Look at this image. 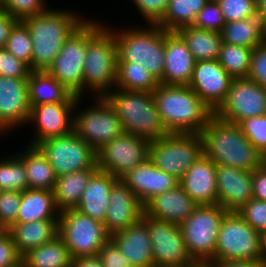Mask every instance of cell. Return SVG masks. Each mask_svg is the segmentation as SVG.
Returning <instances> with one entry per match:
<instances>
[{
  "label": "cell",
  "mask_w": 266,
  "mask_h": 267,
  "mask_svg": "<svg viewBox=\"0 0 266 267\" xmlns=\"http://www.w3.org/2000/svg\"><path fill=\"white\" fill-rule=\"evenodd\" d=\"M72 267H104L100 258L96 256L78 257L73 259Z\"/></svg>",
  "instance_id": "9f6ffc18"
},
{
  "label": "cell",
  "mask_w": 266,
  "mask_h": 267,
  "mask_svg": "<svg viewBox=\"0 0 266 267\" xmlns=\"http://www.w3.org/2000/svg\"><path fill=\"white\" fill-rule=\"evenodd\" d=\"M28 78L0 77V135L28 123Z\"/></svg>",
  "instance_id": "ac0fdd59"
},
{
  "label": "cell",
  "mask_w": 266,
  "mask_h": 267,
  "mask_svg": "<svg viewBox=\"0 0 266 267\" xmlns=\"http://www.w3.org/2000/svg\"><path fill=\"white\" fill-rule=\"evenodd\" d=\"M247 78L266 89V41L253 49Z\"/></svg>",
  "instance_id": "681fc988"
},
{
  "label": "cell",
  "mask_w": 266,
  "mask_h": 267,
  "mask_svg": "<svg viewBox=\"0 0 266 267\" xmlns=\"http://www.w3.org/2000/svg\"><path fill=\"white\" fill-rule=\"evenodd\" d=\"M20 203V191H0V222L7 230L16 224Z\"/></svg>",
  "instance_id": "bcb514c9"
},
{
  "label": "cell",
  "mask_w": 266,
  "mask_h": 267,
  "mask_svg": "<svg viewBox=\"0 0 266 267\" xmlns=\"http://www.w3.org/2000/svg\"><path fill=\"white\" fill-rule=\"evenodd\" d=\"M58 236L69 249L72 259L98 255L110 239L103 222L84 215L75 208L60 211Z\"/></svg>",
  "instance_id": "ba28073f"
},
{
  "label": "cell",
  "mask_w": 266,
  "mask_h": 267,
  "mask_svg": "<svg viewBox=\"0 0 266 267\" xmlns=\"http://www.w3.org/2000/svg\"><path fill=\"white\" fill-rule=\"evenodd\" d=\"M233 78L218 60L195 62L188 86L215 112L225 101Z\"/></svg>",
  "instance_id": "d6986e66"
},
{
  "label": "cell",
  "mask_w": 266,
  "mask_h": 267,
  "mask_svg": "<svg viewBox=\"0 0 266 267\" xmlns=\"http://www.w3.org/2000/svg\"><path fill=\"white\" fill-rule=\"evenodd\" d=\"M72 261L69 249L59 236L22 256L23 267H72Z\"/></svg>",
  "instance_id": "e575fe53"
},
{
  "label": "cell",
  "mask_w": 266,
  "mask_h": 267,
  "mask_svg": "<svg viewBox=\"0 0 266 267\" xmlns=\"http://www.w3.org/2000/svg\"><path fill=\"white\" fill-rule=\"evenodd\" d=\"M110 240L133 266L155 267L149 228L142 218L124 231L112 235Z\"/></svg>",
  "instance_id": "484cf974"
},
{
  "label": "cell",
  "mask_w": 266,
  "mask_h": 267,
  "mask_svg": "<svg viewBox=\"0 0 266 267\" xmlns=\"http://www.w3.org/2000/svg\"><path fill=\"white\" fill-rule=\"evenodd\" d=\"M143 214L144 205L135 193L118 179L110 190L109 205L103 222L108 235L111 237L136 224Z\"/></svg>",
  "instance_id": "ffe728a7"
},
{
  "label": "cell",
  "mask_w": 266,
  "mask_h": 267,
  "mask_svg": "<svg viewBox=\"0 0 266 267\" xmlns=\"http://www.w3.org/2000/svg\"><path fill=\"white\" fill-rule=\"evenodd\" d=\"M5 48L17 59L31 66L32 39L24 21L18 20L12 27Z\"/></svg>",
  "instance_id": "ab89813d"
},
{
  "label": "cell",
  "mask_w": 266,
  "mask_h": 267,
  "mask_svg": "<svg viewBox=\"0 0 266 267\" xmlns=\"http://www.w3.org/2000/svg\"><path fill=\"white\" fill-rule=\"evenodd\" d=\"M221 37L223 43L254 49L266 41V31L260 16L225 23Z\"/></svg>",
  "instance_id": "d6a6232c"
},
{
  "label": "cell",
  "mask_w": 266,
  "mask_h": 267,
  "mask_svg": "<svg viewBox=\"0 0 266 267\" xmlns=\"http://www.w3.org/2000/svg\"><path fill=\"white\" fill-rule=\"evenodd\" d=\"M214 114L239 124L252 116L266 115V89L248 78H233L225 101Z\"/></svg>",
  "instance_id": "2e32d148"
},
{
  "label": "cell",
  "mask_w": 266,
  "mask_h": 267,
  "mask_svg": "<svg viewBox=\"0 0 266 267\" xmlns=\"http://www.w3.org/2000/svg\"><path fill=\"white\" fill-rule=\"evenodd\" d=\"M149 141L127 133L106 142L97 152V167L121 179L149 157Z\"/></svg>",
  "instance_id": "9a60e30c"
},
{
  "label": "cell",
  "mask_w": 266,
  "mask_h": 267,
  "mask_svg": "<svg viewBox=\"0 0 266 267\" xmlns=\"http://www.w3.org/2000/svg\"><path fill=\"white\" fill-rule=\"evenodd\" d=\"M121 180L135 193L143 205L154 196L179 184L178 179L157 168L149 158L130 170Z\"/></svg>",
  "instance_id": "603a6c76"
},
{
  "label": "cell",
  "mask_w": 266,
  "mask_h": 267,
  "mask_svg": "<svg viewBox=\"0 0 266 267\" xmlns=\"http://www.w3.org/2000/svg\"><path fill=\"white\" fill-rule=\"evenodd\" d=\"M7 232L11 235L18 253L23 256L29 250L50 242L58 236V219L16 223Z\"/></svg>",
  "instance_id": "f1b7e54d"
},
{
  "label": "cell",
  "mask_w": 266,
  "mask_h": 267,
  "mask_svg": "<svg viewBox=\"0 0 266 267\" xmlns=\"http://www.w3.org/2000/svg\"><path fill=\"white\" fill-rule=\"evenodd\" d=\"M261 234L237 211H228L219 228L214 258L208 263L231 260H259Z\"/></svg>",
  "instance_id": "30bf717a"
},
{
  "label": "cell",
  "mask_w": 266,
  "mask_h": 267,
  "mask_svg": "<svg viewBox=\"0 0 266 267\" xmlns=\"http://www.w3.org/2000/svg\"><path fill=\"white\" fill-rule=\"evenodd\" d=\"M204 154L200 134L170 133L149 143V159L160 170L180 180Z\"/></svg>",
  "instance_id": "9c48e42d"
},
{
  "label": "cell",
  "mask_w": 266,
  "mask_h": 267,
  "mask_svg": "<svg viewBox=\"0 0 266 267\" xmlns=\"http://www.w3.org/2000/svg\"><path fill=\"white\" fill-rule=\"evenodd\" d=\"M238 125L251 144L266 156V115L248 117Z\"/></svg>",
  "instance_id": "60d3db41"
},
{
  "label": "cell",
  "mask_w": 266,
  "mask_h": 267,
  "mask_svg": "<svg viewBox=\"0 0 266 267\" xmlns=\"http://www.w3.org/2000/svg\"><path fill=\"white\" fill-rule=\"evenodd\" d=\"M197 206L198 204L178 184L148 201L144 205V213L153 219L180 224Z\"/></svg>",
  "instance_id": "d4e9b609"
},
{
  "label": "cell",
  "mask_w": 266,
  "mask_h": 267,
  "mask_svg": "<svg viewBox=\"0 0 266 267\" xmlns=\"http://www.w3.org/2000/svg\"><path fill=\"white\" fill-rule=\"evenodd\" d=\"M88 19V45L83 66V92L103 97L115 88L118 47L112 28ZM88 90V91H87Z\"/></svg>",
  "instance_id": "3957f363"
},
{
  "label": "cell",
  "mask_w": 266,
  "mask_h": 267,
  "mask_svg": "<svg viewBox=\"0 0 266 267\" xmlns=\"http://www.w3.org/2000/svg\"><path fill=\"white\" fill-rule=\"evenodd\" d=\"M193 267H214V266L206 263V264H195Z\"/></svg>",
  "instance_id": "94428289"
},
{
  "label": "cell",
  "mask_w": 266,
  "mask_h": 267,
  "mask_svg": "<svg viewBox=\"0 0 266 267\" xmlns=\"http://www.w3.org/2000/svg\"><path fill=\"white\" fill-rule=\"evenodd\" d=\"M226 211L220 205H198L179 224L189 256L197 264L209 263L215 255L217 237Z\"/></svg>",
  "instance_id": "52a82bcc"
},
{
  "label": "cell",
  "mask_w": 266,
  "mask_h": 267,
  "mask_svg": "<svg viewBox=\"0 0 266 267\" xmlns=\"http://www.w3.org/2000/svg\"><path fill=\"white\" fill-rule=\"evenodd\" d=\"M212 265L214 267H265L260 260L218 261Z\"/></svg>",
  "instance_id": "11a10c76"
},
{
  "label": "cell",
  "mask_w": 266,
  "mask_h": 267,
  "mask_svg": "<svg viewBox=\"0 0 266 267\" xmlns=\"http://www.w3.org/2000/svg\"><path fill=\"white\" fill-rule=\"evenodd\" d=\"M35 147L53 167L57 177L85 169H98L96 151L74 131L45 139Z\"/></svg>",
  "instance_id": "8fae6325"
},
{
  "label": "cell",
  "mask_w": 266,
  "mask_h": 267,
  "mask_svg": "<svg viewBox=\"0 0 266 267\" xmlns=\"http://www.w3.org/2000/svg\"><path fill=\"white\" fill-rule=\"evenodd\" d=\"M148 25H156L165 15L169 0H131Z\"/></svg>",
  "instance_id": "7dc6e473"
},
{
  "label": "cell",
  "mask_w": 266,
  "mask_h": 267,
  "mask_svg": "<svg viewBox=\"0 0 266 267\" xmlns=\"http://www.w3.org/2000/svg\"><path fill=\"white\" fill-rule=\"evenodd\" d=\"M253 198L266 201V162L252 172Z\"/></svg>",
  "instance_id": "f5cc1de1"
},
{
  "label": "cell",
  "mask_w": 266,
  "mask_h": 267,
  "mask_svg": "<svg viewBox=\"0 0 266 267\" xmlns=\"http://www.w3.org/2000/svg\"><path fill=\"white\" fill-rule=\"evenodd\" d=\"M59 215L60 210L56 206L53 191L26 189L21 192L16 223L58 219Z\"/></svg>",
  "instance_id": "f546056e"
},
{
  "label": "cell",
  "mask_w": 266,
  "mask_h": 267,
  "mask_svg": "<svg viewBox=\"0 0 266 267\" xmlns=\"http://www.w3.org/2000/svg\"><path fill=\"white\" fill-rule=\"evenodd\" d=\"M17 21L9 13L0 11V49L5 48L10 31Z\"/></svg>",
  "instance_id": "db71d44e"
},
{
  "label": "cell",
  "mask_w": 266,
  "mask_h": 267,
  "mask_svg": "<svg viewBox=\"0 0 266 267\" xmlns=\"http://www.w3.org/2000/svg\"><path fill=\"white\" fill-rule=\"evenodd\" d=\"M257 14L260 16L262 25L266 31V0H255Z\"/></svg>",
  "instance_id": "6f0895ef"
},
{
  "label": "cell",
  "mask_w": 266,
  "mask_h": 267,
  "mask_svg": "<svg viewBox=\"0 0 266 267\" xmlns=\"http://www.w3.org/2000/svg\"><path fill=\"white\" fill-rule=\"evenodd\" d=\"M118 180L108 172L97 170L90 178L76 210L100 222H104L109 205L110 190Z\"/></svg>",
  "instance_id": "4316f807"
},
{
  "label": "cell",
  "mask_w": 266,
  "mask_h": 267,
  "mask_svg": "<svg viewBox=\"0 0 266 267\" xmlns=\"http://www.w3.org/2000/svg\"><path fill=\"white\" fill-rule=\"evenodd\" d=\"M237 213L257 232H266V201L252 198Z\"/></svg>",
  "instance_id": "f6af8a7d"
},
{
  "label": "cell",
  "mask_w": 266,
  "mask_h": 267,
  "mask_svg": "<svg viewBox=\"0 0 266 267\" xmlns=\"http://www.w3.org/2000/svg\"><path fill=\"white\" fill-rule=\"evenodd\" d=\"M45 0H2L1 10L14 16L17 20L44 13L47 7Z\"/></svg>",
  "instance_id": "7bdbcfd3"
},
{
  "label": "cell",
  "mask_w": 266,
  "mask_h": 267,
  "mask_svg": "<svg viewBox=\"0 0 266 267\" xmlns=\"http://www.w3.org/2000/svg\"><path fill=\"white\" fill-rule=\"evenodd\" d=\"M97 170L85 169L57 177L53 195L60 211L75 208L80 203L91 176Z\"/></svg>",
  "instance_id": "1f68e13d"
},
{
  "label": "cell",
  "mask_w": 266,
  "mask_h": 267,
  "mask_svg": "<svg viewBox=\"0 0 266 267\" xmlns=\"http://www.w3.org/2000/svg\"><path fill=\"white\" fill-rule=\"evenodd\" d=\"M88 45V20H84L65 40L46 70L74 95L82 98L83 66ZM83 95V96H82Z\"/></svg>",
  "instance_id": "4fadbf2b"
},
{
  "label": "cell",
  "mask_w": 266,
  "mask_h": 267,
  "mask_svg": "<svg viewBox=\"0 0 266 267\" xmlns=\"http://www.w3.org/2000/svg\"><path fill=\"white\" fill-rule=\"evenodd\" d=\"M209 0H169L164 17L156 24L166 31L192 26L197 14Z\"/></svg>",
  "instance_id": "d590c367"
},
{
  "label": "cell",
  "mask_w": 266,
  "mask_h": 267,
  "mask_svg": "<svg viewBox=\"0 0 266 267\" xmlns=\"http://www.w3.org/2000/svg\"><path fill=\"white\" fill-rule=\"evenodd\" d=\"M253 49L221 43L218 62L232 78H247Z\"/></svg>",
  "instance_id": "74e56055"
},
{
  "label": "cell",
  "mask_w": 266,
  "mask_h": 267,
  "mask_svg": "<svg viewBox=\"0 0 266 267\" xmlns=\"http://www.w3.org/2000/svg\"><path fill=\"white\" fill-rule=\"evenodd\" d=\"M142 219L149 228L155 267H193L197 264L189 256L179 224L153 219L145 213Z\"/></svg>",
  "instance_id": "5bb4252c"
},
{
  "label": "cell",
  "mask_w": 266,
  "mask_h": 267,
  "mask_svg": "<svg viewBox=\"0 0 266 267\" xmlns=\"http://www.w3.org/2000/svg\"><path fill=\"white\" fill-rule=\"evenodd\" d=\"M102 98L118 116L124 133L149 142L170 134L158 112L153 93L114 88Z\"/></svg>",
  "instance_id": "5b68a950"
},
{
  "label": "cell",
  "mask_w": 266,
  "mask_h": 267,
  "mask_svg": "<svg viewBox=\"0 0 266 267\" xmlns=\"http://www.w3.org/2000/svg\"><path fill=\"white\" fill-rule=\"evenodd\" d=\"M195 62L182 37L176 31L165 30V61L159 84L188 86Z\"/></svg>",
  "instance_id": "7402d4cb"
},
{
  "label": "cell",
  "mask_w": 266,
  "mask_h": 267,
  "mask_svg": "<svg viewBox=\"0 0 266 267\" xmlns=\"http://www.w3.org/2000/svg\"><path fill=\"white\" fill-rule=\"evenodd\" d=\"M138 27L112 29L118 47L117 62L143 66L160 81L165 61V30L158 25Z\"/></svg>",
  "instance_id": "8992f818"
},
{
  "label": "cell",
  "mask_w": 266,
  "mask_h": 267,
  "mask_svg": "<svg viewBox=\"0 0 266 267\" xmlns=\"http://www.w3.org/2000/svg\"><path fill=\"white\" fill-rule=\"evenodd\" d=\"M259 260L266 267V232L261 233V240H260V259Z\"/></svg>",
  "instance_id": "680465c9"
},
{
  "label": "cell",
  "mask_w": 266,
  "mask_h": 267,
  "mask_svg": "<svg viewBox=\"0 0 266 267\" xmlns=\"http://www.w3.org/2000/svg\"><path fill=\"white\" fill-rule=\"evenodd\" d=\"M7 232V229L0 222V237Z\"/></svg>",
  "instance_id": "91938a15"
},
{
  "label": "cell",
  "mask_w": 266,
  "mask_h": 267,
  "mask_svg": "<svg viewBox=\"0 0 266 267\" xmlns=\"http://www.w3.org/2000/svg\"><path fill=\"white\" fill-rule=\"evenodd\" d=\"M158 85L159 81L143 66L133 62H117L115 88L153 93Z\"/></svg>",
  "instance_id": "8d00e7d4"
},
{
  "label": "cell",
  "mask_w": 266,
  "mask_h": 267,
  "mask_svg": "<svg viewBox=\"0 0 266 267\" xmlns=\"http://www.w3.org/2000/svg\"><path fill=\"white\" fill-rule=\"evenodd\" d=\"M225 25V20L220 11V7L216 0H209V2L200 10L192 26L221 33Z\"/></svg>",
  "instance_id": "ee69618b"
},
{
  "label": "cell",
  "mask_w": 266,
  "mask_h": 267,
  "mask_svg": "<svg viewBox=\"0 0 266 267\" xmlns=\"http://www.w3.org/2000/svg\"><path fill=\"white\" fill-rule=\"evenodd\" d=\"M29 66L13 56L6 48L0 49V77L28 78Z\"/></svg>",
  "instance_id": "c3c4849f"
},
{
  "label": "cell",
  "mask_w": 266,
  "mask_h": 267,
  "mask_svg": "<svg viewBox=\"0 0 266 267\" xmlns=\"http://www.w3.org/2000/svg\"><path fill=\"white\" fill-rule=\"evenodd\" d=\"M153 98L169 133L200 134L214 114L189 86L159 84Z\"/></svg>",
  "instance_id": "277c9868"
},
{
  "label": "cell",
  "mask_w": 266,
  "mask_h": 267,
  "mask_svg": "<svg viewBox=\"0 0 266 267\" xmlns=\"http://www.w3.org/2000/svg\"><path fill=\"white\" fill-rule=\"evenodd\" d=\"M200 135L204 155L216 165L253 172L265 163V156L251 144L238 124L224 121L215 114Z\"/></svg>",
  "instance_id": "6da1fadb"
},
{
  "label": "cell",
  "mask_w": 266,
  "mask_h": 267,
  "mask_svg": "<svg viewBox=\"0 0 266 267\" xmlns=\"http://www.w3.org/2000/svg\"><path fill=\"white\" fill-rule=\"evenodd\" d=\"M0 159V191H24L29 189L23 161L17 156Z\"/></svg>",
  "instance_id": "f35d334b"
},
{
  "label": "cell",
  "mask_w": 266,
  "mask_h": 267,
  "mask_svg": "<svg viewBox=\"0 0 266 267\" xmlns=\"http://www.w3.org/2000/svg\"><path fill=\"white\" fill-rule=\"evenodd\" d=\"M78 12L49 7L25 18L32 39L31 71L47 70L69 35L84 21Z\"/></svg>",
  "instance_id": "7a4b0ae2"
},
{
  "label": "cell",
  "mask_w": 266,
  "mask_h": 267,
  "mask_svg": "<svg viewBox=\"0 0 266 267\" xmlns=\"http://www.w3.org/2000/svg\"><path fill=\"white\" fill-rule=\"evenodd\" d=\"M77 102L46 103L30 106L28 125L33 126L34 136L28 145L35 146L45 139L67 135L73 131L74 109ZM34 123V124H33Z\"/></svg>",
  "instance_id": "e0dca14e"
},
{
  "label": "cell",
  "mask_w": 266,
  "mask_h": 267,
  "mask_svg": "<svg viewBox=\"0 0 266 267\" xmlns=\"http://www.w3.org/2000/svg\"><path fill=\"white\" fill-rule=\"evenodd\" d=\"M27 83L30 106L46 103L77 102L79 98L46 70L30 71Z\"/></svg>",
  "instance_id": "83f0119b"
},
{
  "label": "cell",
  "mask_w": 266,
  "mask_h": 267,
  "mask_svg": "<svg viewBox=\"0 0 266 267\" xmlns=\"http://www.w3.org/2000/svg\"><path fill=\"white\" fill-rule=\"evenodd\" d=\"M216 188L218 205L226 211H238L253 198L252 172L216 165Z\"/></svg>",
  "instance_id": "44dd1931"
},
{
  "label": "cell",
  "mask_w": 266,
  "mask_h": 267,
  "mask_svg": "<svg viewBox=\"0 0 266 267\" xmlns=\"http://www.w3.org/2000/svg\"><path fill=\"white\" fill-rule=\"evenodd\" d=\"M1 8H2V0H0V11H1Z\"/></svg>",
  "instance_id": "6125c7cd"
},
{
  "label": "cell",
  "mask_w": 266,
  "mask_h": 267,
  "mask_svg": "<svg viewBox=\"0 0 266 267\" xmlns=\"http://www.w3.org/2000/svg\"><path fill=\"white\" fill-rule=\"evenodd\" d=\"M225 23L253 17L257 14L255 0H216Z\"/></svg>",
  "instance_id": "b9f144b4"
},
{
  "label": "cell",
  "mask_w": 266,
  "mask_h": 267,
  "mask_svg": "<svg viewBox=\"0 0 266 267\" xmlns=\"http://www.w3.org/2000/svg\"><path fill=\"white\" fill-rule=\"evenodd\" d=\"M22 256L18 253L11 235L6 232L0 237V267H20Z\"/></svg>",
  "instance_id": "f907efd6"
},
{
  "label": "cell",
  "mask_w": 266,
  "mask_h": 267,
  "mask_svg": "<svg viewBox=\"0 0 266 267\" xmlns=\"http://www.w3.org/2000/svg\"><path fill=\"white\" fill-rule=\"evenodd\" d=\"M17 156L23 161L29 189L53 191L57 175L43 154L35 147L26 144Z\"/></svg>",
  "instance_id": "4dcf8cb0"
},
{
  "label": "cell",
  "mask_w": 266,
  "mask_h": 267,
  "mask_svg": "<svg viewBox=\"0 0 266 267\" xmlns=\"http://www.w3.org/2000/svg\"><path fill=\"white\" fill-rule=\"evenodd\" d=\"M94 100L92 106L79 111L82 100L78 98L73 131L97 152L106 142L122 135L124 131L121 121L108 103L102 97H95Z\"/></svg>",
  "instance_id": "7c38bea8"
},
{
  "label": "cell",
  "mask_w": 266,
  "mask_h": 267,
  "mask_svg": "<svg viewBox=\"0 0 266 267\" xmlns=\"http://www.w3.org/2000/svg\"><path fill=\"white\" fill-rule=\"evenodd\" d=\"M104 267H135L125 255L121 254L117 246L109 241L99 250L97 255Z\"/></svg>",
  "instance_id": "816d5d0a"
},
{
  "label": "cell",
  "mask_w": 266,
  "mask_h": 267,
  "mask_svg": "<svg viewBox=\"0 0 266 267\" xmlns=\"http://www.w3.org/2000/svg\"><path fill=\"white\" fill-rule=\"evenodd\" d=\"M185 41L196 62L218 60L222 43L221 33L185 26L176 31Z\"/></svg>",
  "instance_id": "836d02e7"
},
{
  "label": "cell",
  "mask_w": 266,
  "mask_h": 267,
  "mask_svg": "<svg viewBox=\"0 0 266 267\" xmlns=\"http://www.w3.org/2000/svg\"><path fill=\"white\" fill-rule=\"evenodd\" d=\"M183 190L198 205H217L216 164L204 154L179 180Z\"/></svg>",
  "instance_id": "cb8c5ba5"
}]
</instances>
